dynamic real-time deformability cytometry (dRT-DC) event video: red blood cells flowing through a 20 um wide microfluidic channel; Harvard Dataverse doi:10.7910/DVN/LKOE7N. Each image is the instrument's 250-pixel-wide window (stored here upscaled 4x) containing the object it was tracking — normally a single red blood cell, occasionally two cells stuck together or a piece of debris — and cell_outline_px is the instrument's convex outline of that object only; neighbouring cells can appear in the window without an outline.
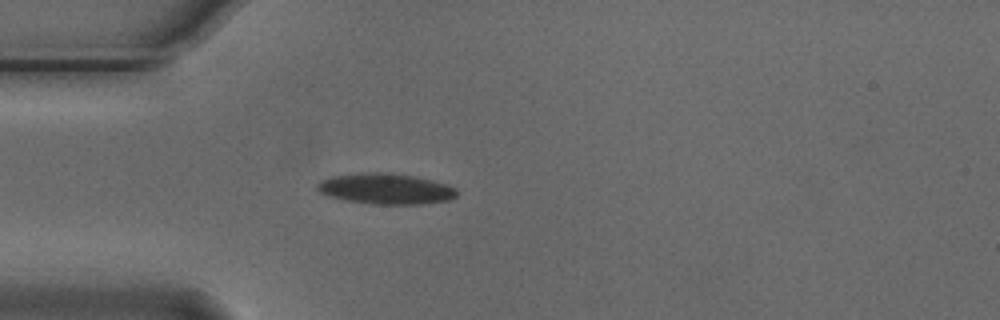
{"species": "Egyptian fruit bat (a non-hibernating species)", "species_latin": "Rousettus aegyptiacus", "temperature_condition": "cold", "stored_images_in_passage": 44, "camera_frame_rate_fps": 3000, "um_per_image_px": 0.085, "animal": {"sex": "male"}, "frame": {"image": 1, "passage_image": 5, "time_ms": 1.333, "image_size_px": [1000, 320], "cell_outline_px": [[456, 196], [448, 200], [420, 204], [372, 204], [344, 200], [320, 192], [316, 188], [316, 184], [320, 180], [332, 176], [372, 172], [380, 172], [412, 176], [432, 180], [448, 184], [456, 188]], "centroid_in_image_um": [32.79, 16.05], "position_along_channel_um": 52.2, "area_um2": 24.74}}
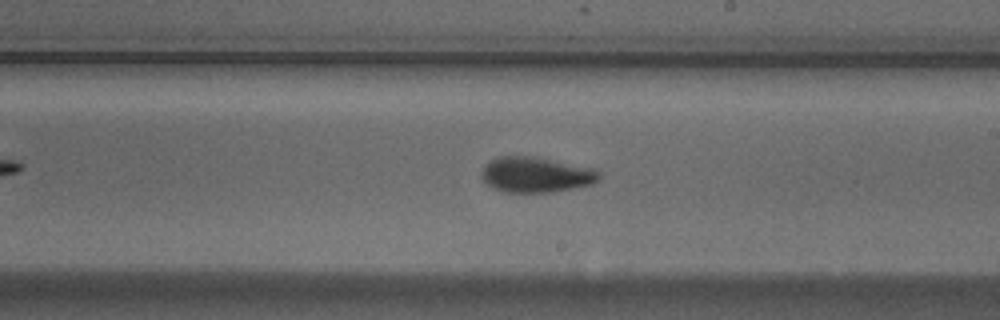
{"frame": {"image": 2, "passage_image": 21, "time_ms": 6.667, "image_size_px": [1000, 320], "cell_outline_px": [[600, 180], [592, 184], [552, 192], [504, 192], [488, 184], [480, 176], [480, 172], [484, 164], [500, 156], [536, 156], [592, 168], [600, 172]], "centroid_in_image_um": [45.55, 14.84], "position_along_channel_um": 243.4, "area_um2": 24.28}}
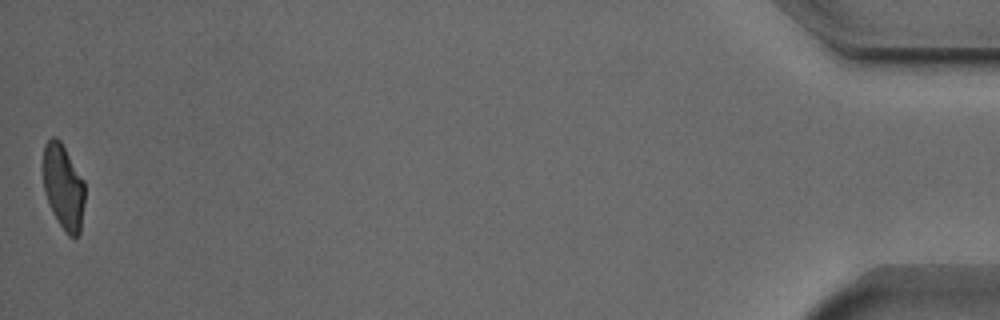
{"frame": {"image": 3, "passage_image": 44, "time_ms": 14.333, "image_size_px": [1000, 320], "cell_outline_px": [[84, 204], [80, 232], [76, 236], [68, 236], [52, 212], [48, 204], [44, 192], [44, 144], [52, 136], [56, 136], [60, 140], [84, 180]], "centroid_in_image_um": [5.39, 15.88], "position_along_channel_um": 429.8, "area_um2": 20.58}, "authors_computed_cell_mechanics": {"area_um2": 23.2067, "velocity_mm_per_s": 3.749, "shape_relaxation_time_tau1_ms": 5.8669, "shape_relaxation_time_tau2_ms": 2.0056, "deformation_change_tau1": 0.1635, "deformation_change_tau2": 0.0679}}